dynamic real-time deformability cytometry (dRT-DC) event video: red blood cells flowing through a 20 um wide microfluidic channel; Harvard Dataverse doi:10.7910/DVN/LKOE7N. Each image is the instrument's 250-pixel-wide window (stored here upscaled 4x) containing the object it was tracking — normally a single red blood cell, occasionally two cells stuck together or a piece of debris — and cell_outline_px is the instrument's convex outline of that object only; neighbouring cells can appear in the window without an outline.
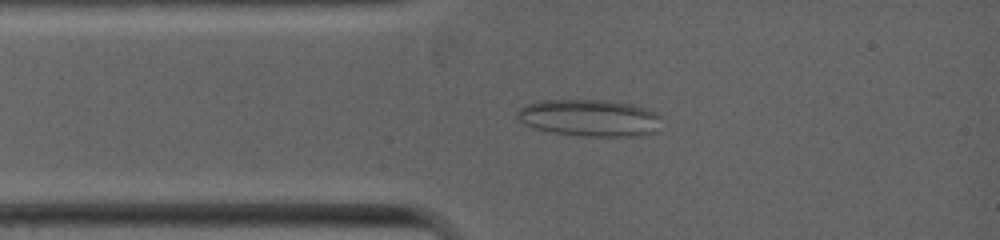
{"species": "common noctule bat (a hibernating species)", "species_latin": "Nyctalus noctula", "temperature_condition": "warm", "stored_images_in_passage": 14, "camera_frame_rate_fps": 5000, "um_per_image_px": 0.085, "animal": {"sex": "female", "body_mass_g": 19.0, "forearm_length_mm": 53.3}, "frame": {"image": 1, "passage_image": 10, "time_ms": 1.6, "image_size_px": [1000, 240], "cell_outline_px": [[660, 116], [656, 132], [644, 136], [576, 136], [552, 132], [536, 128], [524, 124], [516, 120], [516, 112], [524, 104], [536, 100], [612, 100], [632, 104], [656, 112]], "centroid_in_image_um": [50.07, 10.02], "position_along_channel_um": 34.9, "area_um2": 31.5}}